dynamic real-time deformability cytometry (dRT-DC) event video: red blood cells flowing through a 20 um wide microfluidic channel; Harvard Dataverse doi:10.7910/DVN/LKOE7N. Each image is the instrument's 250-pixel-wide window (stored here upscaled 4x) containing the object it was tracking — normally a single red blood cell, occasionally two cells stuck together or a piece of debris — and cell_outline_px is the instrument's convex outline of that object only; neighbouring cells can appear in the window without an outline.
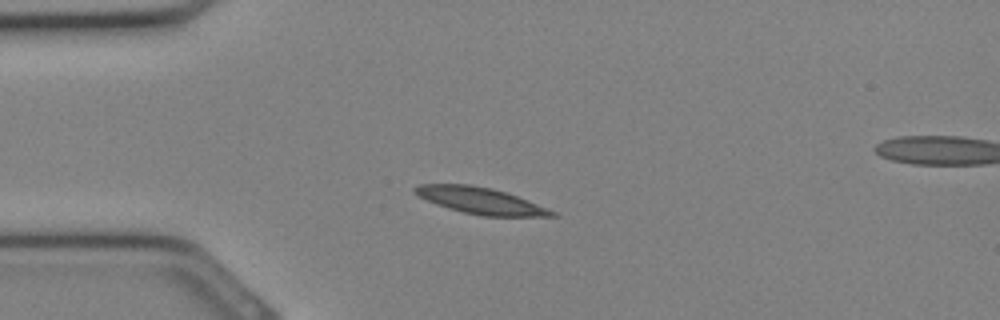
{"species": "Egyptian fruit bat (a non-hibernating species)", "species_latin": "Rousettus aegyptiacus", "temperature_condition": "cold", "stored_images_in_passage": 32, "segment_of_instrument_passage": [1, 2], "camera_frame_rate_fps": 3000, "um_per_image_px": 0.085, "animal": {"sex": "female"}, "frame": {"image": 1, "passage_image": 7, "time_ms": 2.0, "image_size_px": [1000, 320], "cell_outline_px": [[560, 216], [480, 216], [448, 208], [436, 204], [416, 196], [412, 192], [412, 188], [420, 184], [472, 184], [492, 188], [508, 192], [556, 212]], "centroid_in_image_um": [40.79, 17.04], "position_along_channel_um": 44.2, "area_um2": 21.27}}
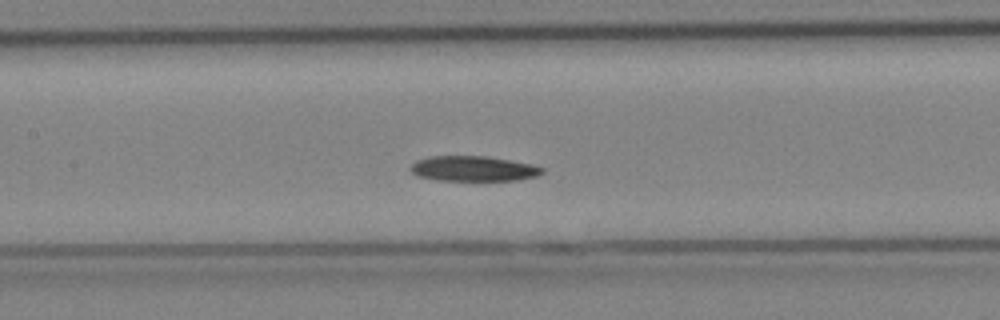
{"frame": {"image": 2, "passage_image": 14, "time_ms": 4.333, "image_size_px": [1000, 320], "cell_outline_px": [[544, 172], [536, 176], [516, 180], [436, 180], [416, 176], [412, 172], [412, 164], [416, 160], [428, 156], [488, 156], [532, 164], [544, 168]], "centroid_in_image_um": [40.23, 14.33], "position_along_channel_um": 167.2, "area_um2": 19.31}}
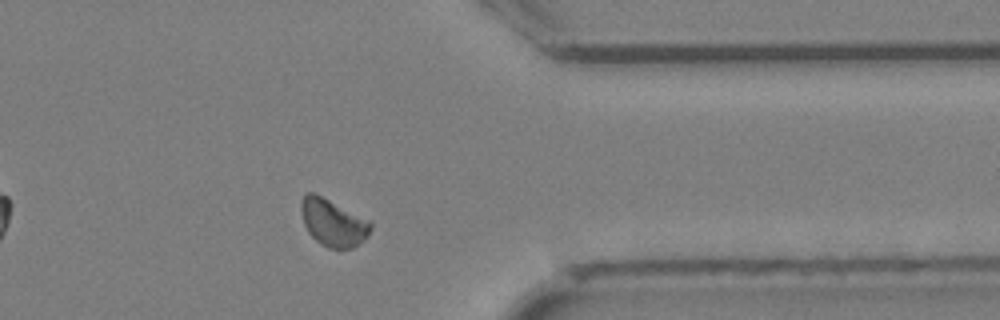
{"frame": {"image": 3, "passage_image": 25, "time_ms": 8.0, "image_size_px": [1000, 320], "cell_outline_px": [[372, 228], [368, 236], [364, 240], [352, 248], [328, 248], [320, 244], [308, 232], [304, 224], [300, 212], [300, 200], [308, 192], [312, 192], [368, 220], [372, 224]], "centroid_in_image_um": [28.28, 18.95], "position_along_channel_um": 383.1, "area_um2": 18.84}}